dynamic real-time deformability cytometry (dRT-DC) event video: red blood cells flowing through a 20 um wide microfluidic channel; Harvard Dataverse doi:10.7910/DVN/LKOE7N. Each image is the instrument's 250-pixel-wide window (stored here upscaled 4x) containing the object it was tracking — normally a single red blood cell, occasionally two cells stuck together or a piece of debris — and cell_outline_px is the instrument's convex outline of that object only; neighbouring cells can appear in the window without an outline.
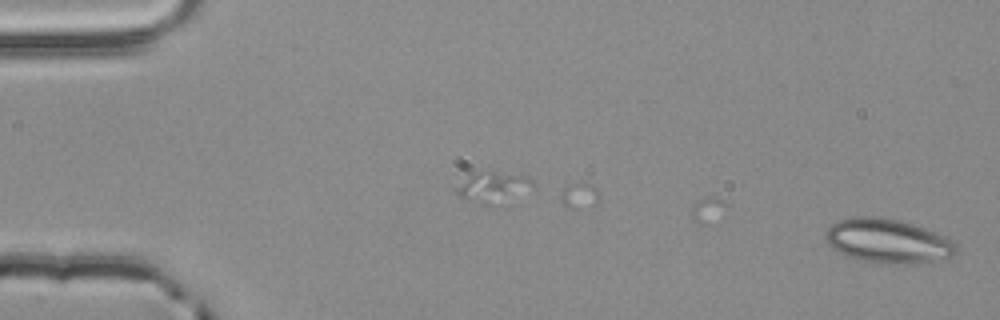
{"species": "common noctule bat (a hibernating species)", "species_latin": "Nyctalus noctula", "temperature_condition": "room temperature", "stored_images_in_passage": 48, "camera_frame_rate_fps": 3000, "um_per_image_px": 0.085, "animal": {"sex": "male", "body_mass_g": 20.4}, "frame": {"image": 1, "passage_image": 1, "time_ms": 0.0, "image_size_px": [1000, 320], "cell_outline_px": [[956, 252], [952, 256], [932, 260], [908, 264], [888, 264], [856, 260], [836, 252], [828, 244], [824, 236], [828, 228], [836, 220], [860, 216], [876, 216], [900, 220], [948, 236], [956, 244]], "centroid_in_image_um": [75.42, 20.48], "position_along_channel_um": 9.6, "area_um2": 33.87}}
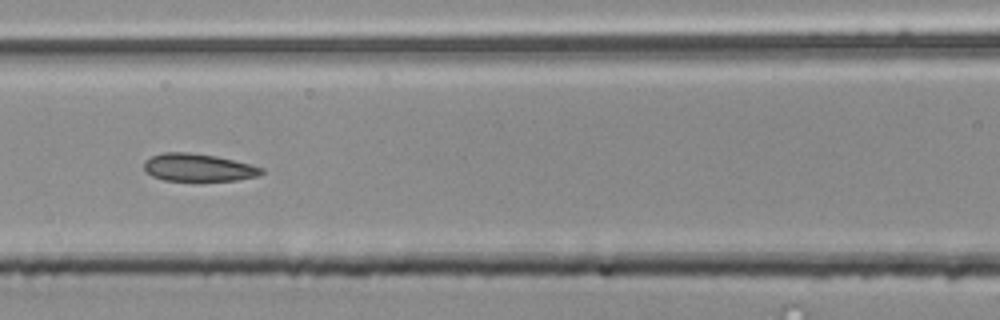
{"frame": {"image": 2, "passage_image": 24, "time_ms": 7.667, "image_size_px": [1000, 320], "cell_outline_px": [[264, 172], [260, 176], [236, 180], [164, 180], [152, 176], [144, 168], [144, 160], [152, 156], [164, 152], [192, 152], [216, 156], [264, 168]], "centroid_in_image_um": [16.85, 14.23], "position_along_channel_um": 149.7, "area_um2": 18.79}}
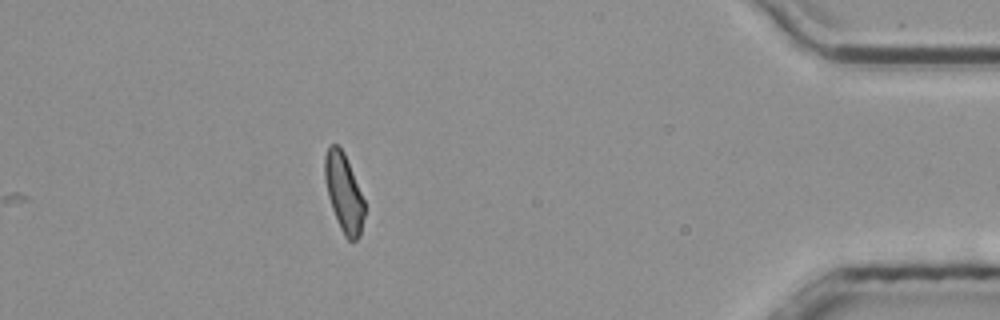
{"frame": {"image": 3, "passage_image": 48, "time_ms": 15.667, "image_size_px": [1000, 320], "cell_outline_px": [[364, 216], [360, 236], [356, 240], [348, 240], [344, 236], [336, 220], [328, 196], [324, 176], [324, 156], [328, 144], [336, 144], [344, 152], [364, 200]], "centroid_in_image_um": [29.2, 16.38], "position_along_channel_um": 406.0, "area_um2": 18.09}, "authors_computed_cell_mechanics": {"area_um2": 19.5653, "velocity_mm_per_s": 3.8559, "shape_relaxation_time_tau1_ms": null, "shape_relaxation_time_tau2_ms": 1.4442, "deformation_change_tau1": null, "deformation_change_tau2": 0.0841}}